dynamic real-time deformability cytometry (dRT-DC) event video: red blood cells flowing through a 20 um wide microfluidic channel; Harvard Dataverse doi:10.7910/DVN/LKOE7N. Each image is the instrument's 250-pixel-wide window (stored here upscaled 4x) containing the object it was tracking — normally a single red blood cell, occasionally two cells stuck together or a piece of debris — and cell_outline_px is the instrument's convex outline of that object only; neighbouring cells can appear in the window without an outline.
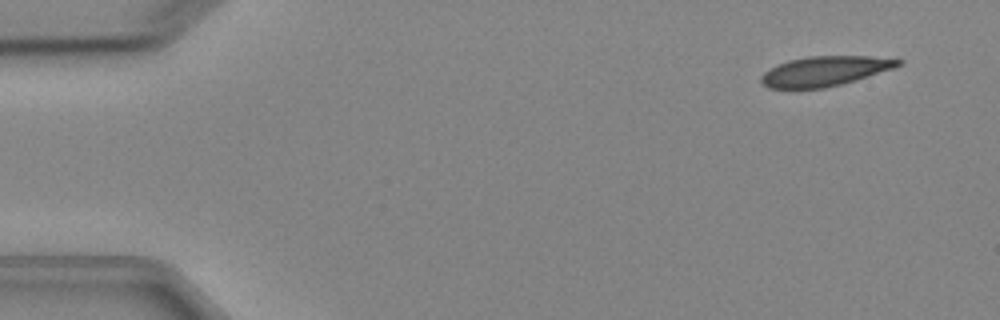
{"species": "Egyptian fruit bat (a non-hibernating species)", "species_latin": "Rousettus aegyptiacus", "temperature_condition": "cold", "stored_images_in_passage": 4, "camera_frame_rate_fps": 3000, "um_per_image_px": 0.085, "animal": {"sex": "female"}, "frame": {"image": 1, "passage_image": 1, "time_ms": 0.0, "image_size_px": [1000, 320], "cell_outline_px": [[904, 64], [856, 80], [824, 88], [768, 88], [760, 80], [760, 76], [764, 72], [788, 60], [808, 56], [868, 56], [904, 60]], "centroid_in_image_um": [70.11, 6.04], "position_along_channel_um": 14.9, "area_um2": 23.52}}
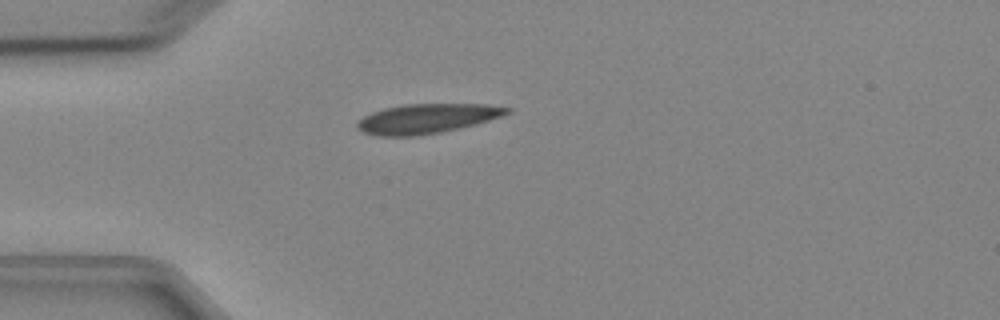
{"frame": {"image": 2, "passage_image": 4, "time_ms": 3.333, "image_size_px": [1000, 320], "cell_outline_px": [[512, 112], [476, 124], [440, 132], [416, 136], [380, 136], [364, 132], [356, 128], [356, 124], [364, 116], [372, 112], [384, 108], [404, 104], [488, 104], [512, 108]], "centroid_in_image_um": [36.29, 10.07], "position_along_channel_um": 48.7, "area_um2": 25.72}}